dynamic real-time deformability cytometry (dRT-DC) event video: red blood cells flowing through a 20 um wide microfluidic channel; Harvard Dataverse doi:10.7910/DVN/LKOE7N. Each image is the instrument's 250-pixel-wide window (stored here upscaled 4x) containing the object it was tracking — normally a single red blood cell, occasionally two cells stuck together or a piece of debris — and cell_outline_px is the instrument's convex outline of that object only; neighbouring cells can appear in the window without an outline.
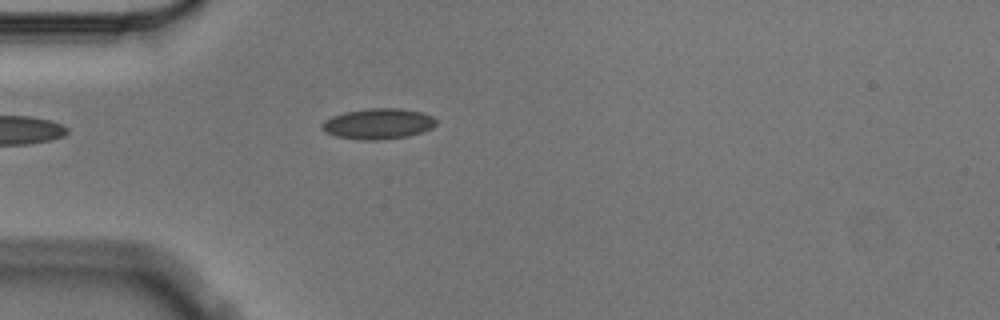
{"species": "Egyptian fruit bat (a non-hibernating species)", "species_latin": "Rousettus aegyptiacus", "temperature_condition": "cold", "stored_images_in_passage": 5, "camera_frame_rate_fps": 3000, "um_per_image_px": 0.085, "animal": {"sex": "male"}, "frame": {"image": 1, "passage_image": 5, "time_ms": 1.333, "image_size_px": [1000, 320], "cell_outline_px": [[436, 124], [432, 128], [408, 136], [380, 140], [360, 140], [336, 136], [324, 132], [320, 128], [320, 124], [324, 120], [332, 116], [344, 112], [364, 108], [400, 108], [424, 112], [432, 116], [436, 120]], "centroid_in_image_um": [32.11, 10.51], "position_along_channel_um": 52.9, "area_um2": 20.69}}